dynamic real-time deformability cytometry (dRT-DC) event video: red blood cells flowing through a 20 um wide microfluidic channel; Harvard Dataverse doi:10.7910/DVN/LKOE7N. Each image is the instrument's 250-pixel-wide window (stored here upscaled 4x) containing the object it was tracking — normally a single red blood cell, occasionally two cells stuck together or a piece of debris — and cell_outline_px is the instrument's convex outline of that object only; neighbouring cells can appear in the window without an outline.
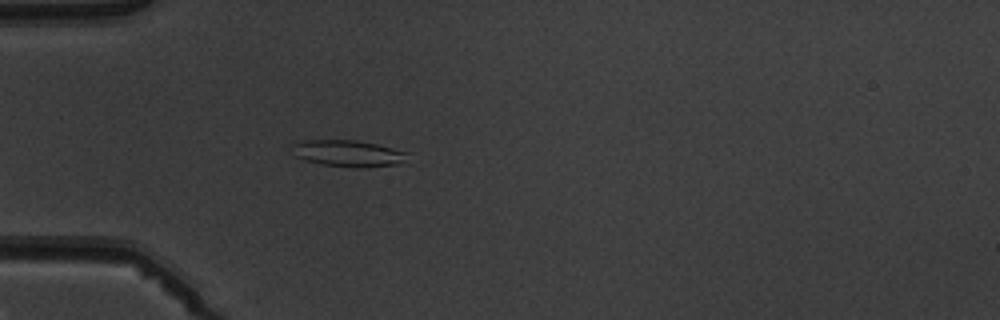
{"species": "common noctule bat (a hibernating species)", "species_latin": "Nyctalus noctula", "temperature_condition": "warm", "stored_images_in_passage": 5, "camera_frame_rate_fps": 3000, "um_per_image_px": 0.085, "animal": {"sex": "male", "body_mass_g": 19.5, "forearm_length_mm": 54.6}, "frame": {"image": 1, "passage_image": 5, "time_ms": 4.667, "image_size_px": [1000, 320], "cell_outline_px": [[408, 152], [396, 164], [364, 168], [352, 168], [320, 164], [304, 160], [296, 156], [292, 144], [304, 140], [356, 140], [376, 144]], "centroid_in_image_um": [29.52, 13.04], "position_along_channel_um": 55.5, "area_um2": 17.57}}